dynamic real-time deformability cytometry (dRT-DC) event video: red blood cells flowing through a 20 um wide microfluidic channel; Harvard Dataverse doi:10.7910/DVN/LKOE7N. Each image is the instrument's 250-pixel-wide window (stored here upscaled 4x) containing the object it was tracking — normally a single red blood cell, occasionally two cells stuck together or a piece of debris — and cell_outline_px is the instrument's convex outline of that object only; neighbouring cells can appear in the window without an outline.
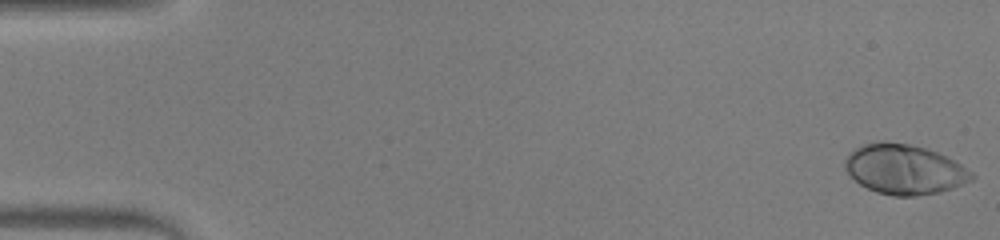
{"species": "human", "species_latin": "Homo sapiens", "temperature_condition": "warm", "stored_images_in_passage": 44, "camera_frame_rate_fps": 3000, "um_per_image_px": 0.085, "donor": {"sex": "male"}, "frame": {"image": 1, "passage_image": 1, "time_ms": 0.0, "image_size_px": [1000, 240], "cell_outline_px": [[976, 176], [972, 180], [952, 188], [940, 192], [916, 196], [892, 196], [876, 192], [860, 184], [844, 168], [844, 160], [848, 152], [864, 144], [880, 140], [884, 140], [908, 144], [924, 148], [936, 152], [960, 164], [972, 172]], "centroid_in_image_um": [76.84, 14.39], "position_along_channel_um": 8.2, "area_um2": 36.76}}